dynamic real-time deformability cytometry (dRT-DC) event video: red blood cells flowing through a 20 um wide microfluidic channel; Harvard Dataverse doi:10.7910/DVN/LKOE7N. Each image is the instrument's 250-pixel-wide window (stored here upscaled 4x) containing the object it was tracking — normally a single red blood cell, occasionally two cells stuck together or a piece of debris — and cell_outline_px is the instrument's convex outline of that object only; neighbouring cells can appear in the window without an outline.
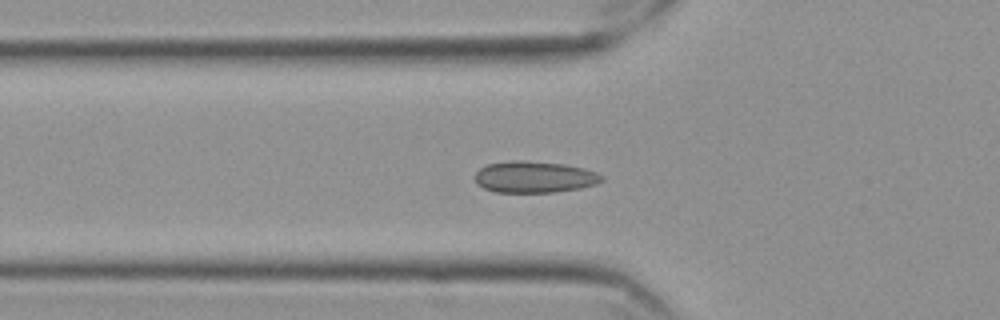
{"species": "Egyptian fruit bat (a non-hibernating species)", "species_latin": "Rousettus aegyptiacus", "temperature_condition": "cold", "stored_images_in_passage": 7, "camera_frame_rate_fps": 3000, "um_per_image_px": 0.085, "frame": {"image": 1, "passage_image": 3, "time_ms": 0.667, "image_size_px": [1000, 320], "cell_outline_px": [[604, 180], [596, 184], [580, 188], [552, 192], [496, 192], [484, 188], [476, 184], [476, 172], [480, 168], [488, 164], [512, 160], [520, 160], [564, 164], [584, 168], [596, 172], [604, 176]], "centroid_in_image_um": [45.43, 15.04], "position_along_channel_um": 80.4, "area_um2": 23.24}}
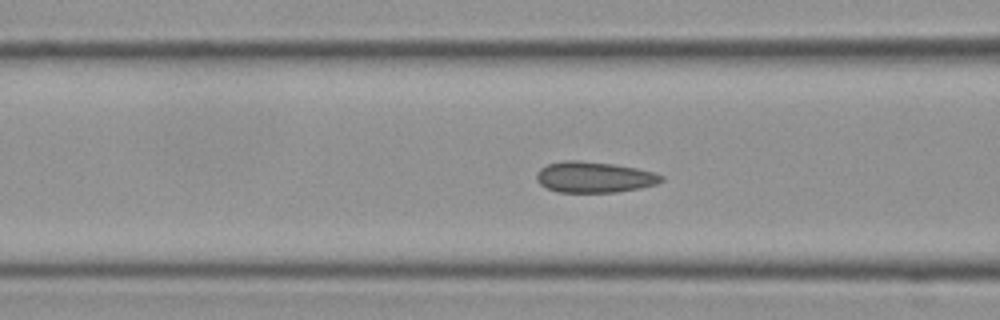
{"frame": {"image": 2, "passage_image": 6, "time_ms": 1.667, "image_size_px": [1000, 320], "cell_outline_px": [[664, 180], [656, 184], [640, 188], [616, 192], [560, 192], [548, 188], [540, 184], [536, 180], [536, 172], [540, 168], [548, 164], [564, 160], [580, 160], [612, 164], [636, 168], [652, 172], [664, 176]], "centroid_in_image_um": [50.49, 15.05], "position_along_channel_um": 116.1, "area_um2": 22.43}}